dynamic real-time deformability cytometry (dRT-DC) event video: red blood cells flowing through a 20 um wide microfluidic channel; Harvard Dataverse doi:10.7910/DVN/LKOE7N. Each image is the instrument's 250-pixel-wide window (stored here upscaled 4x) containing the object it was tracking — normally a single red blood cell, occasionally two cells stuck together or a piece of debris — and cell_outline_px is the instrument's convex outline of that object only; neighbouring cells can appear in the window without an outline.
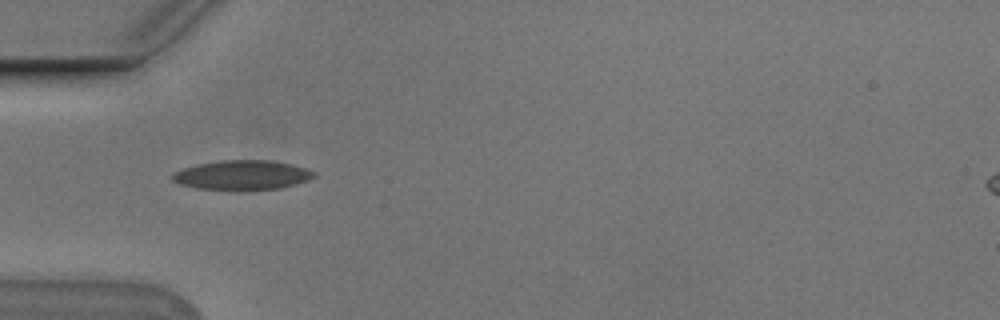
{"species": "Egyptian fruit bat (a non-hibernating species)", "species_latin": "Rousettus aegyptiacus", "temperature_condition": "cold", "stored_images_in_passage": 23, "camera_frame_rate_fps": 3000, "um_per_image_px": 0.085, "animal": {"sex": "male"}, "frame": {"image": 1, "passage_image": 1, "time_ms": 0.0, "image_size_px": [1000, 320], "cell_outline_px": [[316, 176], [308, 180], [296, 184], [280, 188], [244, 192], [236, 192], [196, 188], [180, 184], [172, 180], [172, 176], [176, 172], [184, 168], [200, 164], [220, 160], [272, 160], [292, 164], [316, 172]], "centroid_in_image_um": [20.62, 14.91], "position_along_channel_um": 64.4, "area_um2": 24.91}}
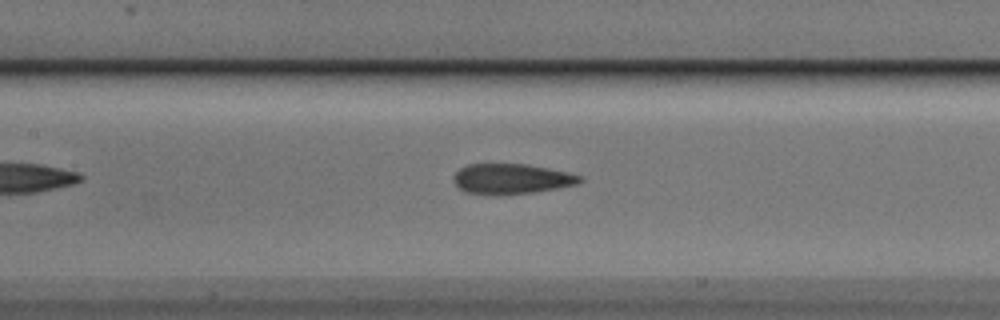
{"frame": {"image": 2, "passage_image": 9, "time_ms": 2.667, "image_size_px": [1000, 320], "cell_outline_px": [[584, 180], [576, 184], [536, 192], [500, 196], [492, 196], [464, 192], [452, 180], [452, 176], [460, 168], [468, 164], [528, 164], [568, 172], [584, 176]], "centroid_in_image_um": [43.46, 15.22], "position_along_channel_um": 163.9, "area_um2": 22.72}}
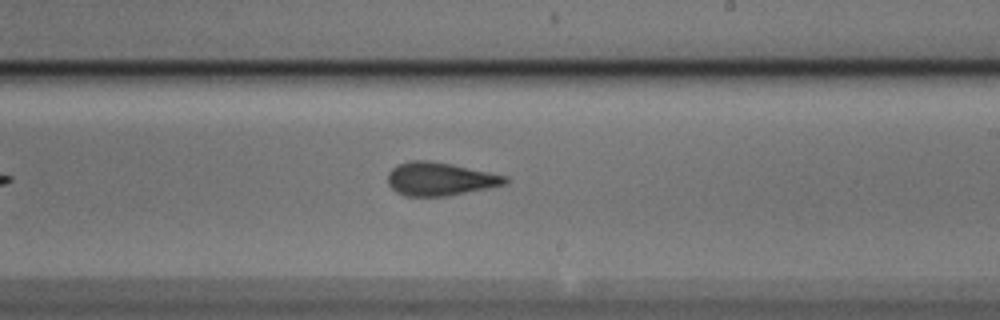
{"frame": {"image": 3, "passage_image": 16, "time_ms": 5.0, "image_size_px": [1000, 320], "cell_outline_px": [[512, 180], [508, 184], [448, 196], [404, 196], [396, 192], [388, 184], [388, 172], [392, 168], [400, 164], [412, 160], [428, 160], [452, 164], [508, 176]], "centroid_in_image_um": [37.44, 15.22], "position_along_channel_um": 251.6, "area_um2": 22.95}}